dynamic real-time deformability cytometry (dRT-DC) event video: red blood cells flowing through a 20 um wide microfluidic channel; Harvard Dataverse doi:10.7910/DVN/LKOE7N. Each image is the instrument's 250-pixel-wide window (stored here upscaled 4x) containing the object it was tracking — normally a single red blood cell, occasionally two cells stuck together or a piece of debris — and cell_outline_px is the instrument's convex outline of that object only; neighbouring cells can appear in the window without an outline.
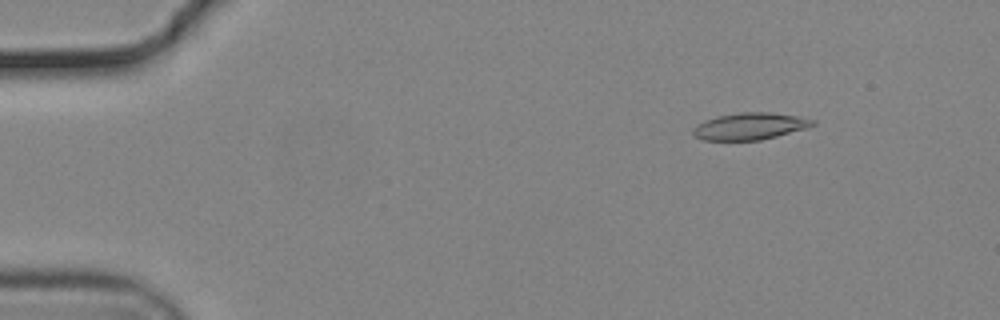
{"species": "common noctule bat (a hibernating species)", "species_latin": "Nyctalus noctula", "temperature_condition": "cold", "stored_images_in_passage": 55, "camera_frame_rate_fps": 3000, "um_per_image_px": 0.085, "animal": {"sex": "male", "body_mass_g": 19.2, "forearm_length_mm": 51.8}, "frame": {"image": 1, "passage_image": 7, "time_ms": 2.0, "image_size_px": [1000, 320], "cell_outline_px": [[816, 124], [808, 128], [760, 140], [704, 140], [696, 136], [692, 132], [692, 128], [696, 124], [704, 120], [716, 116], [740, 112], [768, 112], [796, 116], [816, 120]], "centroid_in_image_um": [63.73, 10.72], "position_along_channel_um": 21.3, "area_um2": 18.79}}
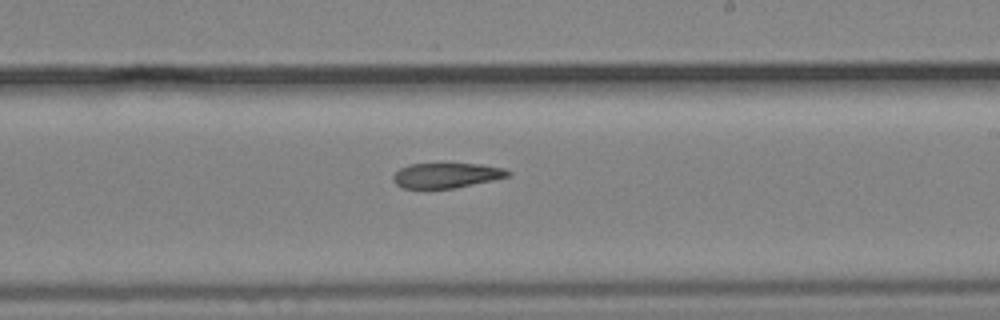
{"frame": {"image": 2, "passage_image": 33, "time_ms": 10.667, "image_size_px": [1000, 320], "cell_outline_px": [[512, 172], [508, 176], [492, 180], [456, 188], [404, 188], [396, 184], [392, 180], [392, 176], [400, 168], [408, 164], [480, 164], [504, 168]], "centroid_in_image_um": [37.93, 14.9], "position_along_channel_um": 251.1, "area_um2": 16.65}}
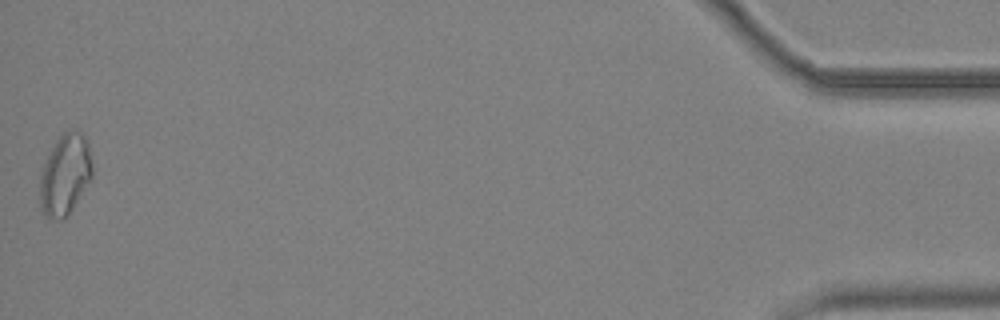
{"frame": {"image": 3, "passage_image": 55, "time_ms": 18.0, "image_size_px": [1000, 320], "cell_outline_px": [[92, 176], [68, 216], [64, 220], [48, 220], [44, 216], [40, 208], [40, 176], [44, 164], [56, 140], [68, 128], [72, 128], [80, 132], [88, 140], [92, 164]], "centroid_in_image_um": [5.53, 14.87], "position_along_channel_um": 429.7, "area_um2": 24.97}}